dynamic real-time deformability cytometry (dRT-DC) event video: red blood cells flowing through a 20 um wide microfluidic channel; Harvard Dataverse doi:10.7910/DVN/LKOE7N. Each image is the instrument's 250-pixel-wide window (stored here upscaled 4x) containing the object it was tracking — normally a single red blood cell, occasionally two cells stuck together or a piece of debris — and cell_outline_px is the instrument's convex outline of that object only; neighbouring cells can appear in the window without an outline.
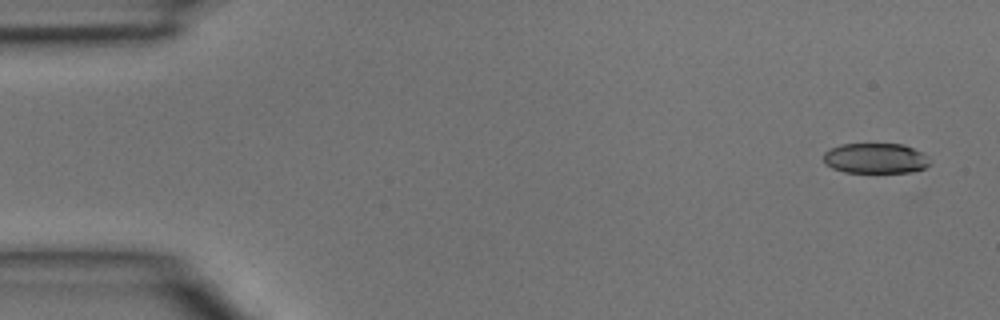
{"species": "common noctule bat (a hibernating species)", "species_latin": "Nyctalus noctula", "temperature_condition": "room temperature", "stored_images_in_passage": 4, "camera_frame_rate_fps": 3000, "um_per_image_px": 0.085, "animal": {"sex": "male", "body_mass_g": 15.6}, "frame": {"image": 1, "passage_image": 1, "time_ms": 0.0, "image_size_px": [1000, 320], "cell_outline_px": [[928, 164], [924, 168], [912, 172], [844, 172], [832, 168], [824, 164], [824, 152], [840, 144], [904, 144], [924, 152], [928, 156]], "centroid_in_image_um": [74.42, 13.45], "position_along_channel_um": 10.6, "area_um2": 18.84}}
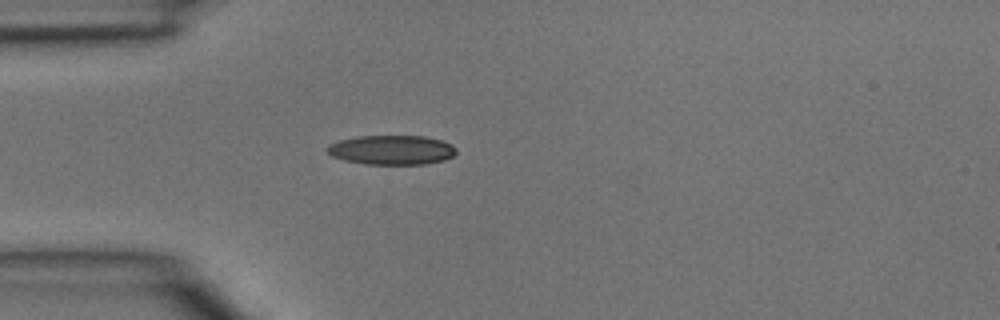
{"frame": {"image": 2, "passage_image": 4, "time_ms": 1.0, "image_size_px": [1000, 320], "cell_outline_px": [[456, 152], [452, 156], [444, 160], [424, 164], [364, 164], [344, 160], [332, 156], [328, 152], [328, 144], [340, 140], [356, 136], [424, 136], [440, 140], [452, 144], [456, 148]], "centroid_in_image_um": [33.29, 12.74], "position_along_channel_um": 51.7, "area_um2": 22.08}}